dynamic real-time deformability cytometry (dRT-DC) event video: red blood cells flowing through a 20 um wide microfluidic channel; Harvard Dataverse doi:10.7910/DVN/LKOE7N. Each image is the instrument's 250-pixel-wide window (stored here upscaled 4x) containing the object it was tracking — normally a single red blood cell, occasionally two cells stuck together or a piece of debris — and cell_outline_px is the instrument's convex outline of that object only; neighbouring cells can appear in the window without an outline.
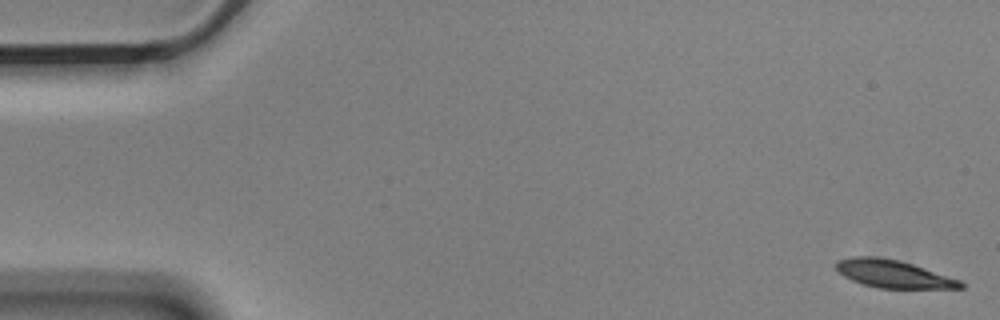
{"species": "Egyptian fruit bat (a non-hibernating species)", "species_latin": "Rousettus aegyptiacus", "temperature_condition": "cold", "stored_images_in_passage": 15, "camera_frame_rate_fps": 3000, "um_per_image_px": 0.085, "animal": {"sex": "male"}, "frame": {"image": 1, "passage_image": 1, "time_ms": 0.0, "image_size_px": [1000, 320], "cell_outline_px": [[964, 288], [876, 288], [852, 280], [844, 276], [836, 268], [836, 260], [852, 256], [876, 256], [900, 260], [960, 280], [964, 284]], "centroid_in_image_um": [75.9, 23.27], "position_along_channel_um": 9.1, "area_um2": 20.0}}
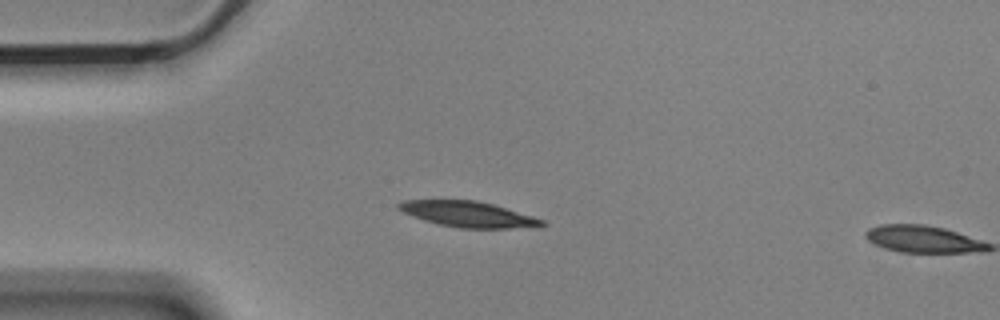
{"frame": {"image": 2, "passage_image": 14, "time_ms": 4.333, "image_size_px": [1000, 320], "cell_outline_px": [[548, 224], [536, 228], [460, 228], [440, 224], [424, 220], [404, 212], [396, 208], [396, 204], [404, 200], [476, 200], [492, 204], [532, 216], [544, 220]], "centroid_in_image_um": [39.83, 18.21], "position_along_channel_um": 45.2, "area_um2": 21.39}}